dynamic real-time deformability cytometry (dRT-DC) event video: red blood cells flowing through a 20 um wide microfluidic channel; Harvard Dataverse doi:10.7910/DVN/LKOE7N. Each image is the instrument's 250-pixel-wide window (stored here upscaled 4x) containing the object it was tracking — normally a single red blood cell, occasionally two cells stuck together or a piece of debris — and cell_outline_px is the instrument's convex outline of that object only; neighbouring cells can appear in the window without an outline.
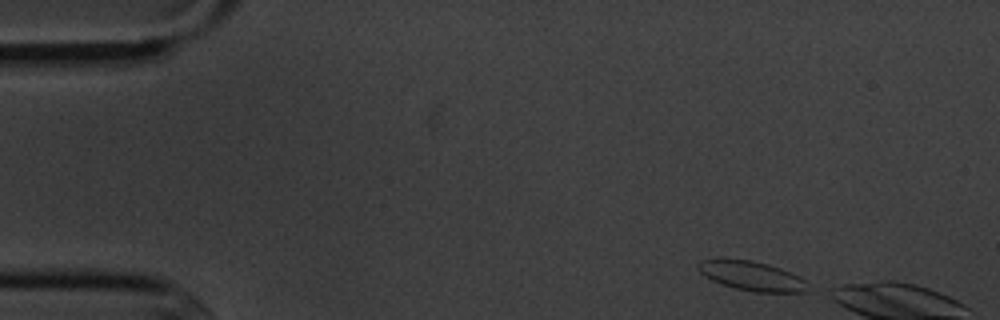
{"species": "common noctule bat (a hibernating species)", "species_latin": "Nyctalus noctula", "temperature_condition": "cold", "stored_images_in_passage": 2, "camera_frame_rate_fps": 3000, "um_per_image_px": 0.085, "animal": {"sex": "male", "body_mass_g": 20.1, "forearm_length_mm": 53.5}, "frame": {"image": 1, "passage_image": 1, "time_ms": 0.0, "image_size_px": [1000, 320], "cell_outline_px": [[816, 288], [808, 292], [752, 292], [720, 284], [704, 276], [696, 268], [696, 264], [700, 260], [720, 256], [724, 256], [752, 260], [768, 264], [780, 268], [800, 276]], "centroid_in_image_um": [63.9, 23.42], "position_along_channel_um": 21.1, "area_um2": 19.88}}